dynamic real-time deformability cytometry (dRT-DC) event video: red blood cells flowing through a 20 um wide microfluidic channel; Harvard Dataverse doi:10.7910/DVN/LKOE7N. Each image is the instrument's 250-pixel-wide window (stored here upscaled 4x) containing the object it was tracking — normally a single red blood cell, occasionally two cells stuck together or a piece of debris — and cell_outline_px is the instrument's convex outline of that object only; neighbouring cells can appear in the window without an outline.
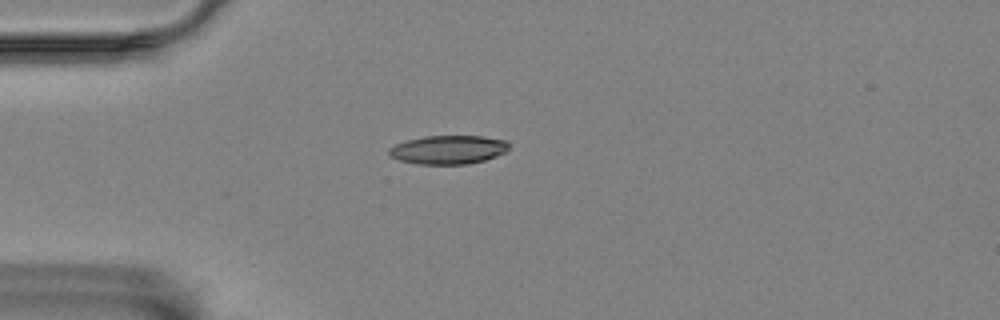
{"species": "Egyptian fruit bat (a non-hibernating species)", "species_latin": "Rousettus aegyptiacus", "temperature_condition": "room temperature", "stored_images_in_passage": 6, "camera_frame_rate_fps": 3000, "um_per_image_px": 0.085, "animal": {"sex": "female"}, "frame": {"image": 1, "passage_image": 1, "time_ms": 0.0, "image_size_px": [1000, 320], "cell_outline_px": [[508, 148], [504, 152], [496, 156], [484, 160], [468, 164], [416, 164], [400, 160], [388, 156], [388, 148], [396, 144], [408, 140], [424, 136], [484, 136], [504, 140], [508, 144]], "centroid_in_image_um": [38.06, 12.73], "position_along_channel_um": 46.9, "area_um2": 20.0}}
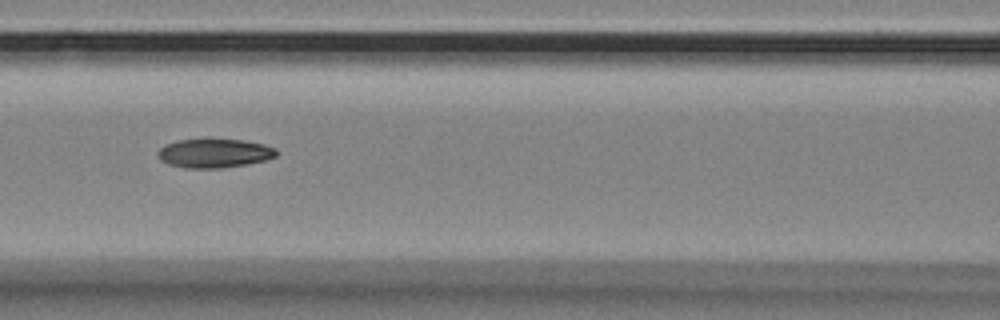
{"frame": {"image": 2, "passage_image": 4, "time_ms": 3.333, "image_size_px": [1000, 320], "cell_outline_px": [[276, 156], [264, 160], [244, 164], [220, 168], [184, 168], [168, 164], [160, 160], [156, 156], [156, 152], [164, 144], [176, 140], [244, 140], [264, 144], [276, 148]], "centroid_in_image_um": [18.15, 13.03], "position_along_channel_um": 148.4, "area_um2": 19.88}}
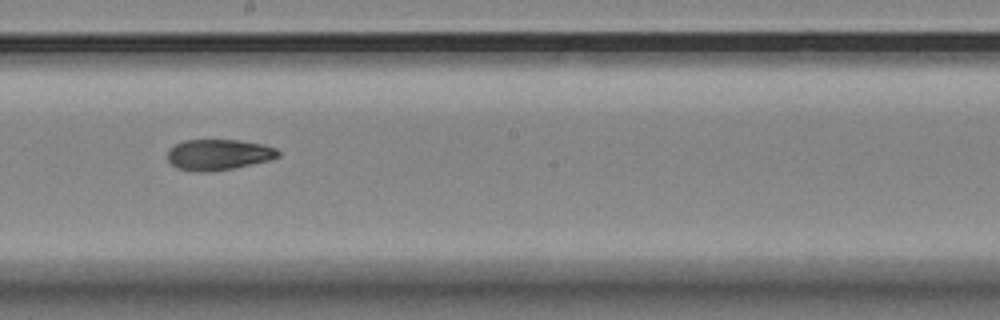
{"frame": {"image": 3, "passage_image": 6, "time_ms": 5.667, "image_size_px": [1000, 320], "cell_outline_px": [[280, 156], [268, 160], [232, 168], [212, 172], [192, 172], [176, 168], [168, 160], [168, 152], [176, 144], [184, 140], [240, 140], [264, 144], [276, 148], [280, 152]], "centroid_in_image_um": [18.57, 13.15], "position_along_channel_um": 229.6, "area_um2": 19.88}}